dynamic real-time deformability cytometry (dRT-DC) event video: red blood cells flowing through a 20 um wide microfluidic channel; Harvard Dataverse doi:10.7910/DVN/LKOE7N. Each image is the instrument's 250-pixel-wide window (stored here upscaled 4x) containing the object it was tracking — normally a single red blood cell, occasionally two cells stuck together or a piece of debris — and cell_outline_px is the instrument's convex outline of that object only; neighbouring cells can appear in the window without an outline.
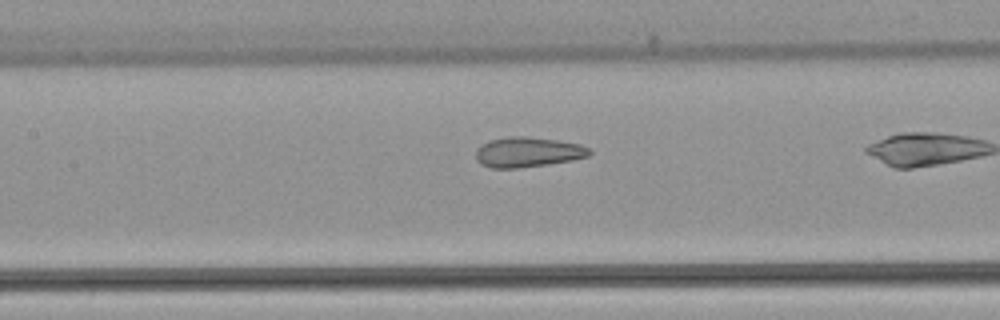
{"species": "common noctule bat (a hibernating species)", "species_latin": "Nyctalus noctula", "temperature_condition": "warm", "stored_images_in_passage": 26, "camera_frame_rate_fps": 3000, "um_per_image_px": 0.085, "animal": {"sex": "female", "body_mass_g": 22.7, "forearm_length_mm": 54.2}, "frame": {"image": 1, "passage_image": 22, "time_ms": 7.0, "image_size_px": [1000, 320], "cell_outline_px": [[592, 152], [588, 156], [572, 160], [548, 164], [520, 168], [492, 168], [480, 164], [476, 160], [476, 148], [480, 144], [488, 140], [508, 136], [528, 136], [556, 140], [580, 144], [592, 148]], "centroid_in_image_um": [44.84, 12.92], "position_along_channel_um": 162.6, "area_um2": 20.23}}